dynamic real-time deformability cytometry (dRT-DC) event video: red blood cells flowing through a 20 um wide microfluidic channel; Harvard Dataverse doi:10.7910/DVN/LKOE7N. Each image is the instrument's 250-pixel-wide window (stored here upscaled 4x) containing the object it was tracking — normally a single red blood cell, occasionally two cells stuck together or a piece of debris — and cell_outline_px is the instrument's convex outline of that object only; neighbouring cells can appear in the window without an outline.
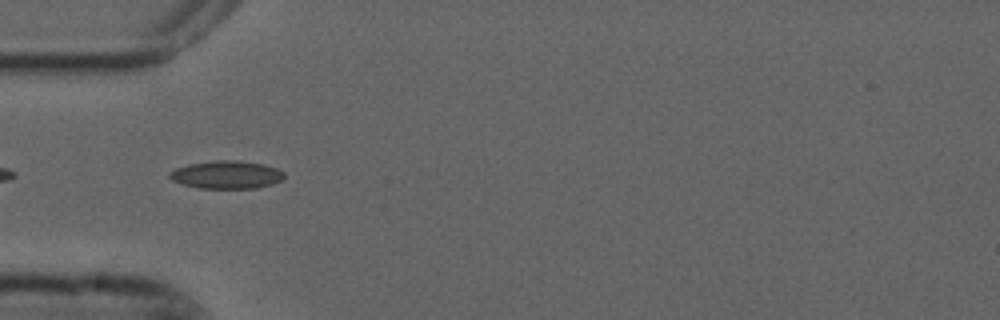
{"species": "common noctule bat (a hibernating species)", "species_latin": "Nyctalus noctula", "temperature_condition": "cold", "stored_images_in_passage": 40, "camera_frame_rate_fps": 3000, "um_per_image_px": 0.085, "animal": {"sex": "male", "forearm_length_mm": 52.5}, "frame": {"image": 1, "passage_image": 3, "time_ms": 0.667, "image_size_px": [1000, 320], "cell_outline_px": [[284, 176], [280, 180], [272, 184], [256, 188], [200, 188], [184, 184], [172, 180], [168, 176], [168, 172], [176, 168], [188, 164], [216, 160], [236, 160], [264, 164], [276, 168], [284, 172]], "centroid_in_image_um": [19.24, 14.84], "position_along_channel_um": 65.8, "area_um2": 18.55}}
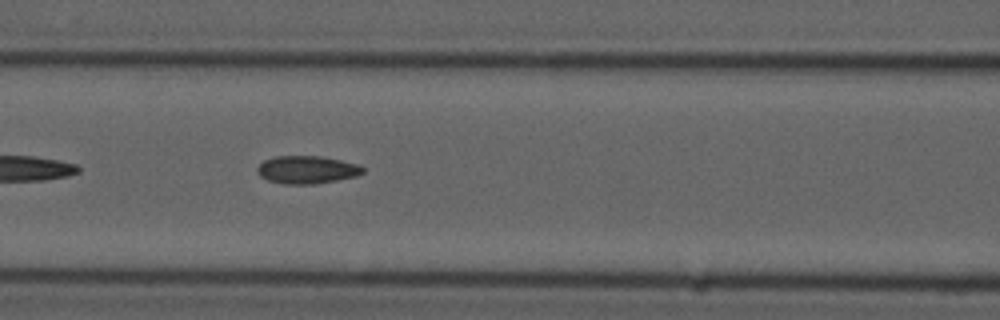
{"frame": {"image": 2, "passage_image": 9, "time_ms": 2.667, "image_size_px": [1000, 320], "cell_outline_px": [[364, 172], [356, 176], [316, 184], [284, 184], [268, 180], [260, 176], [256, 172], [256, 168], [264, 160], [276, 156], [320, 156], [340, 160], [356, 164], [364, 168]], "centroid_in_image_um": [26.05, 14.43], "position_along_channel_um": 140.5, "area_um2": 17.05}}
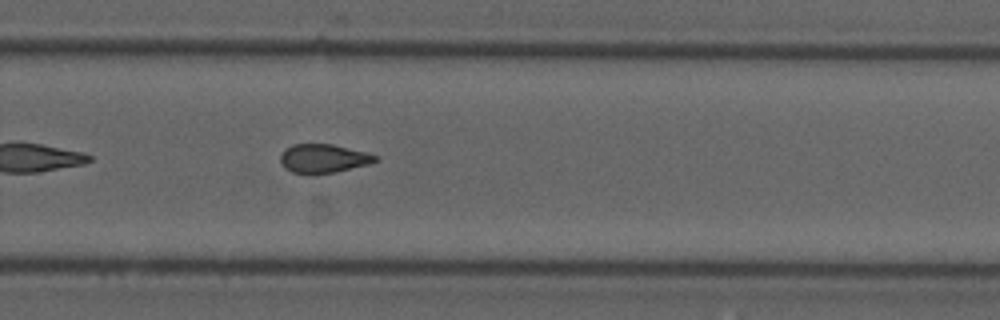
{"frame": {"image": 3, "passage_image": 22, "time_ms": 7.0, "image_size_px": [1000, 320], "cell_outline_px": [[380, 160], [368, 164], [336, 172], [312, 176], [308, 176], [292, 172], [284, 168], [280, 164], [280, 156], [284, 148], [292, 144], [332, 144], [380, 156]], "centroid_in_image_um": [27.44, 13.5], "position_along_channel_um": 302.4, "area_um2": 16.42}, "authors_computed_cell_mechanics": {"area_um2": 16.5308, "velocity_mm_per_s": 3.7444, "shape_relaxation_time_tau1_ms": null, "shape_relaxation_time_tau2_ms": 3.06, "deformation_change_tau1": null, "deformation_change_tau2": 0.0951}}